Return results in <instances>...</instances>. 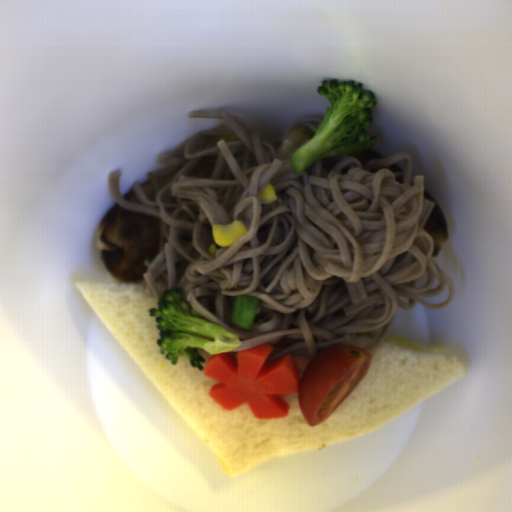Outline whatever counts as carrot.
<instances>
[{"instance_id":"obj_1","label":"carrot","mask_w":512,"mask_h":512,"mask_svg":"<svg viewBox=\"0 0 512 512\" xmlns=\"http://www.w3.org/2000/svg\"><path fill=\"white\" fill-rule=\"evenodd\" d=\"M273 346L263 343L247 350L211 354L203 375L217 380L208 390L221 408L233 411L247 403L253 417L279 420L289 415L290 406L282 395L299 394L301 374L297 361L287 354L266 362Z\"/></svg>"}]
</instances>
